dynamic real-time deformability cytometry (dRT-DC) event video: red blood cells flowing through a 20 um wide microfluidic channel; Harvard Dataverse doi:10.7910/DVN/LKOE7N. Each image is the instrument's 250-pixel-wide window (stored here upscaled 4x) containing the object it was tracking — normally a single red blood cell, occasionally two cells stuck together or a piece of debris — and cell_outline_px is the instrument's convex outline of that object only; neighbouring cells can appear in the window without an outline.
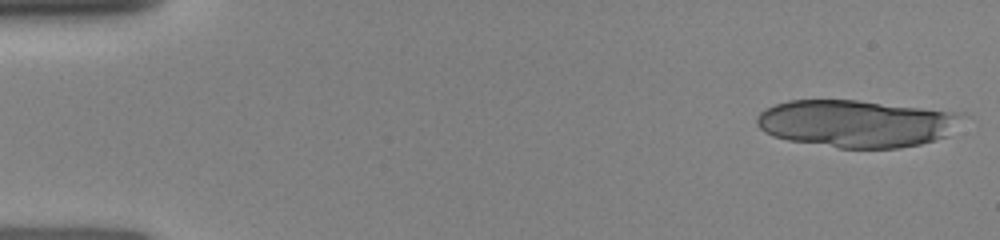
{"species": "human", "species_latin": "Homo sapiens", "temperature_condition": "room temperature", "stored_images_in_passage": 10, "camera_frame_rate_fps": 3000, "um_per_image_px": 0.085, "donor": {"sex": "female"}, "frame": {"image": 1, "passage_image": 1, "time_ms": 0.0, "image_size_px": [1000, 240], "cell_outline_px": [[964, 112], [948, 136], [920, 144], [900, 148], [840, 148], [788, 140], [772, 136], [764, 132], [756, 124], [756, 116], [760, 112], [776, 104], [788, 100], [856, 100]], "centroid_in_image_um": [72.77, 10.5], "position_along_channel_um": 12.2, "area_um2": 56.64}}